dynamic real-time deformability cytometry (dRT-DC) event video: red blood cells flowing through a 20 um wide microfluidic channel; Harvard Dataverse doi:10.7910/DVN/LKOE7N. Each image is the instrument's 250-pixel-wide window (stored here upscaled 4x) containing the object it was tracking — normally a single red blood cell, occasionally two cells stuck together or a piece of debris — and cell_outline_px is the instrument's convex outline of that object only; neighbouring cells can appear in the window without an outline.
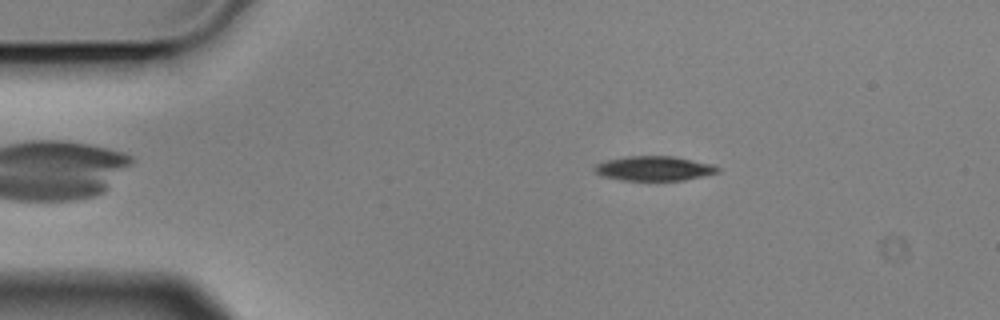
{"species": "Egyptian fruit bat (a non-hibernating species)", "species_latin": "Rousettus aegyptiacus", "temperature_condition": "cold", "stored_images_in_passage": 5, "camera_frame_rate_fps": 3000, "um_per_image_px": 0.085, "animal": {"sex": "male"}, "frame": {"image": 1, "passage_image": 5, "time_ms": 1.333, "image_size_px": [1000, 320], "cell_outline_px": [[720, 172], [704, 176], [684, 180], [620, 180], [600, 176], [592, 168], [596, 164], [604, 160], [628, 156], [676, 156], [712, 164], [720, 168]], "centroid_in_image_um": [55.58, 14.31], "position_along_channel_um": 29.4, "area_um2": 17.86}}